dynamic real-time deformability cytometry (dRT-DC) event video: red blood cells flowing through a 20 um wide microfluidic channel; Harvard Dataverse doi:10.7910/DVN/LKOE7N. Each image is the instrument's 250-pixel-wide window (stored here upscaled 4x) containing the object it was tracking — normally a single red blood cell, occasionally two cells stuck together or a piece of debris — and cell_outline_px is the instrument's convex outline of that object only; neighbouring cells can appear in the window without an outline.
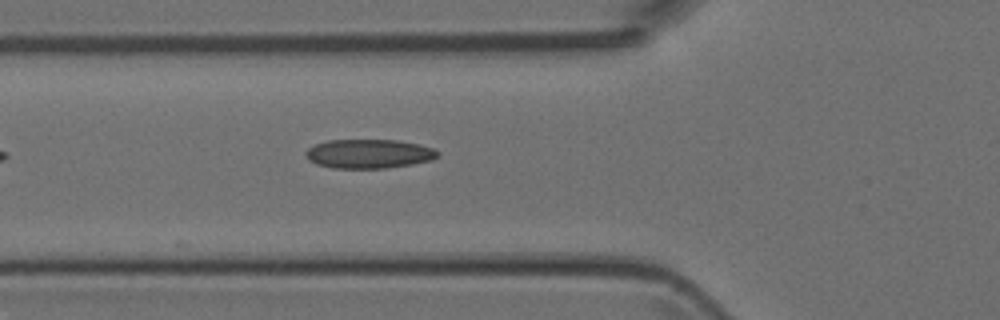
{"species": "Egyptian fruit bat (a non-hibernating species)", "species_latin": "Rousettus aegyptiacus", "temperature_condition": "room temperature", "stored_images_in_passage": 6, "camera_frame_rate_fps": 3000, "um_per_image_px": 0.085, "animal": {"sex": "female"}, "frame": {"image": 1, "passage_image": 6, "time_ms": 5.667, "image_size_px": [1000, 320], "cell_outline_px": [[440, 156], [432, 160], [412, 164], [384, 168], [332, 168], [316, 164], [308, 160], [304, 152], [308, 148], [316, 144], [328, 140], [396, 140], [416, 144], [432, 148], [440, 152]], "centroid_in_image_um": [31.34, 13.07], "position_along_channel_um": 94.5, "area_um2": 22.37}}